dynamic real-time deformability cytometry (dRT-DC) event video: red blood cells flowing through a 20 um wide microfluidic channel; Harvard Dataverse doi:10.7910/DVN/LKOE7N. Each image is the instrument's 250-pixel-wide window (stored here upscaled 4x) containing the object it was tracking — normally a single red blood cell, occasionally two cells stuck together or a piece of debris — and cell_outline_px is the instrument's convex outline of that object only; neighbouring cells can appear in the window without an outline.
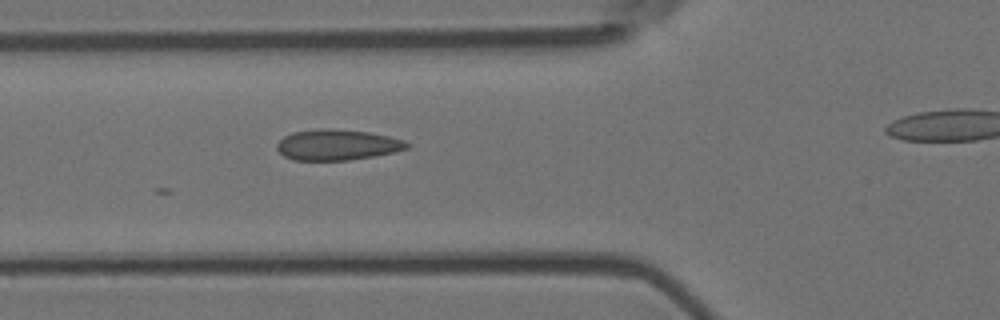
{"species": "Egyptian fruit bat (a non-hibernating species)", "species_latin": "Rousettus aegyptiacus", "temperature_condition": "room temperature", "stored_images_in_passage": 7, "segment_of_instrument_passage": [1, 2], "camera_frame_rate_fps": 3000, "um_per_image_px": 0.085, "animal": {"sex": "female"}, "frame": {"image": 1, "passage_image": 6, "time_ms": 1.667, "image_size_px": [1000, 320], "cell_outline_px": [[412, 144], [408, 148], [396, 152], [348, 160], [292, 160], [284, 156], [276, 148], [276, 144], [284, 136], [292, 132], [324, 128], [332, 128], [368, 132], [388, 136], [404, 140]], "centroid_in_image_um": [28.67, 12.31], "position_along_channel_um": 97.1, "area_um2": 23.35}}